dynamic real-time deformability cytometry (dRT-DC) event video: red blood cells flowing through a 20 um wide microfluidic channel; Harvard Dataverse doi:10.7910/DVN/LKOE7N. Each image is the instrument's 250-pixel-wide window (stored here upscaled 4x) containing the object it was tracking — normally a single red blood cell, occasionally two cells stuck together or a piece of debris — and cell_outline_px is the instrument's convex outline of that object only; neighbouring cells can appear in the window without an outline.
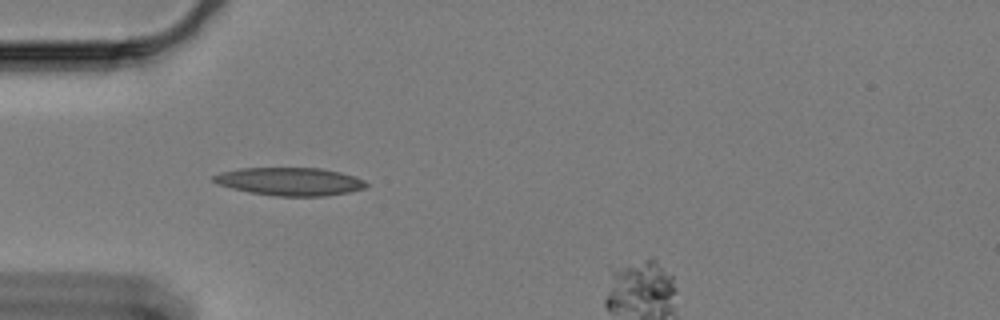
{"species": "Egyptian fruit bat (a non-hibernating species)", "species_latin": "Rousettus aegyptiacus", "temperature_condition": "cold", "stored_images_in_passage": 50, "camera_frame_rate_fps": 3000, "um_per_image_px": 0.085, "animal": {"sex": "female"}, "frame": {"image": 1, "passage_image": 13, "time_ms": 4.0, "image_size_px": [1000, 320], "cell_outline_px": [[368, 184], [364, 188], [348, 192], [324, 196], [276, 196], [248, 192], [216, 184], [212, 180], [212, 176], [220, 172], [240, 168], [320, 168], [340, 172], [364, 180]], "centroid_in_image_um": [24.59, 15.43], "position_along_channel_um": 60.4, "area_um2": 24.85}}
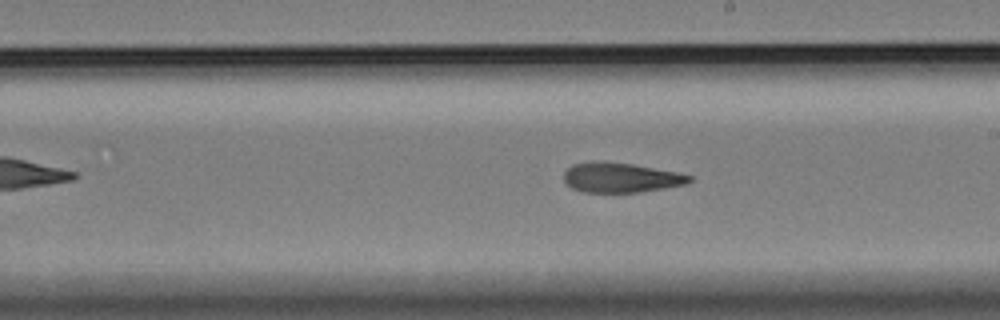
{"frame": {"image": 2, "passage_image": 29, "time_ms": 9.333, "image_size_px": [1000, 320], "cell_outline_px": [[692, 180], [688, 184], [640, 192], [580, 192], [572, 188], [564, 180], [564, 172], [572, 164], [632, 164], [676, 172], [692, 176]], "centroid_in_image_um": [52.82, 15.14], "position_along_channel_um": 236.2, "area_um2": 20.98}}
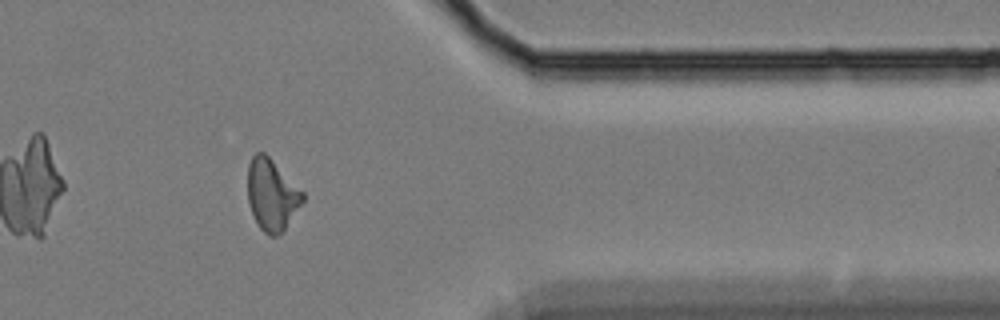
{"frame": {"image": 3, "passage_image": 44, "time_ms": 14.333, "image_size_px": [1000, 320], "cell_outline_px": [[304, 200], [284, 232], [276, 236], [268, 236], [260, 228], [248, 204], [248, 164], [252, 156], [256, 152], [264, 152], [304, 192]], "centroid_in_image_um": [23.11, 16.58], "position_along_channel_um": 388.3, "area_um2": 22.95}}